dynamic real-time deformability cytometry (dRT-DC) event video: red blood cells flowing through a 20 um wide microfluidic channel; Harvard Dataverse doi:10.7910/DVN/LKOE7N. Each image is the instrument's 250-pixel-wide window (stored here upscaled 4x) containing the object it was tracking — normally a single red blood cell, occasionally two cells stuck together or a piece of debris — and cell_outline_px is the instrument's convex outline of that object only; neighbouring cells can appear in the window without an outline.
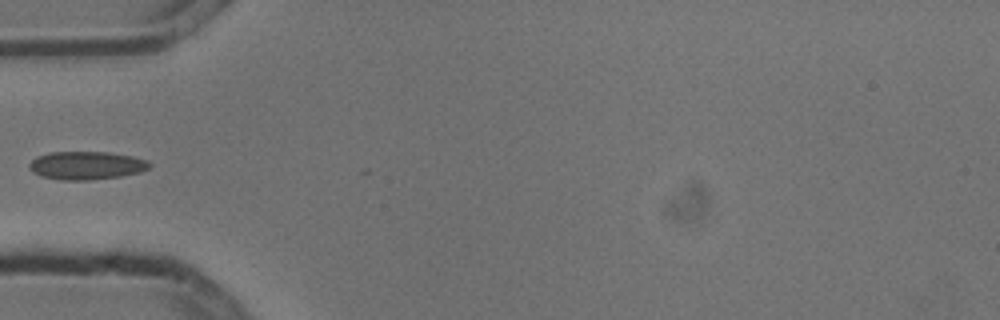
{"species": "common noctule bat (a hibernating species)", "species_latin": "Nyctalus noctula", "temperature_condition": "cold", "stored_images_in_passage": 4, "camera_frame_rate_fps": 3000, "um_per_image_px": 0.085, "animal": {"sex": "male", "body_mass_g": 13.3}, "frame": {"image": 1, "passage_image": 4, "time_ms": 1.0, "image_size_px": [1000, 320], "cell_outline_px": [[152, 164], [148, 168], [140, 172], [120, 176], [88, 180], [60, 180], [40, 176], [32, 172], [28, 168], [28, 164], [36, 156], [48, 152], [108, 152], [132, 156], [148, 160]], "centroid_in_image_um": [7.31, 14.06], "position_along_channel_um": 77.7, "area_um2": 19.88}}